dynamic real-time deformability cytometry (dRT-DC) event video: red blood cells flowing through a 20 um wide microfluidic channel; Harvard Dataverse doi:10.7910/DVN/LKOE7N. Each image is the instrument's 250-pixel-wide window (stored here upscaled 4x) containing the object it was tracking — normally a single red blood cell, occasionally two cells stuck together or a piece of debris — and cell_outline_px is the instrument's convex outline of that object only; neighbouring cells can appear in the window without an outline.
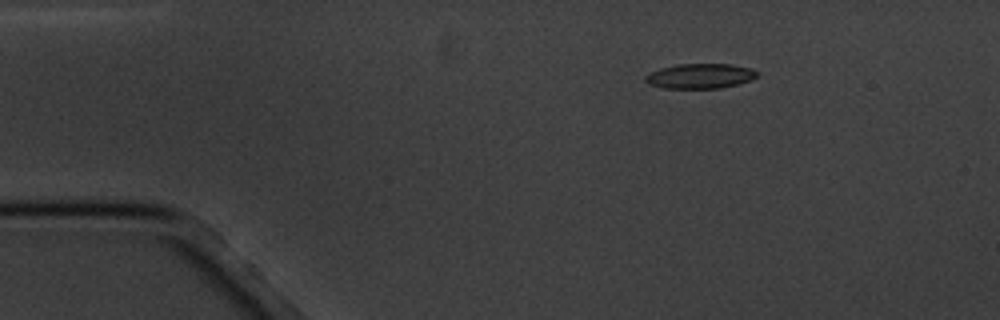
{"species": "common noctule bat (a hibernating species)", "species_latin": "Nyctalus noctula", "temperature_condition": "cold", "stored_images_in_passage": 5, "camera_frame_rate_fps": 3000, "um_per_image_px": 0.085, "animal": {"sex": "male", "body_mass_g": 20.1, "forearm_length_mm": 53.5}, "frame": {"image": 1, "passage_image": 3, "time_ms": 2.333, "image_size_px": [1000, 320], "cell_outline_px": [[756, 76], [748, 80], [736, 84], [720, 88], [664, 88], [648, 84], [644, 80], [644, 76], [648, 72], [660, 68], [676, 64], [732, 64], [752, 68], [756, 72]], "centroid_in_image_um": [59.43, 6.45], "position_along_channel_um": 25.6, "area_um2": 16.18}}